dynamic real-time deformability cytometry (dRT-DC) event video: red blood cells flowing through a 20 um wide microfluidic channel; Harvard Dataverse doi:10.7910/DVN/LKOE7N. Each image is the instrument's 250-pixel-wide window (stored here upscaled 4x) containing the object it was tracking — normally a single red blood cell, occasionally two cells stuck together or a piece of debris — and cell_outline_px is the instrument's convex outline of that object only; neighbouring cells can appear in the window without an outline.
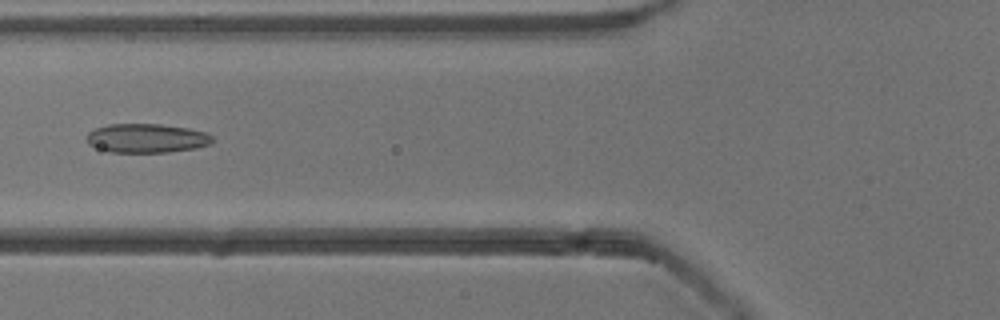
{"species": "common noctule bat (a hibernating species)", "species_latin": "Nyctalus noctula", "temperature_condition": "cold", "stored_images_in_passage": 53, "camera_frame_rate_fps": 3000, "um_per_image_px": 0.085, "animal": {"sex": "male", "body_mass_g": 13.3}, "frame": {"image": 1, "passage_image": 21, "time_ms": 6.667, "image_size_px": [1000, 320], "cell_outline_px": [[216, 140], [208, 144], [196, 148], [168, 152], [108, 152], [88, 144], [84, 136], [88, 132], [96, 128], [108, 124], [160, 124], [188, 128], [208, 132]], "centroid_in_image_um": [12.46, 11.74], "position_along_channel_um": 113.3, "area_um2": 21.5}}
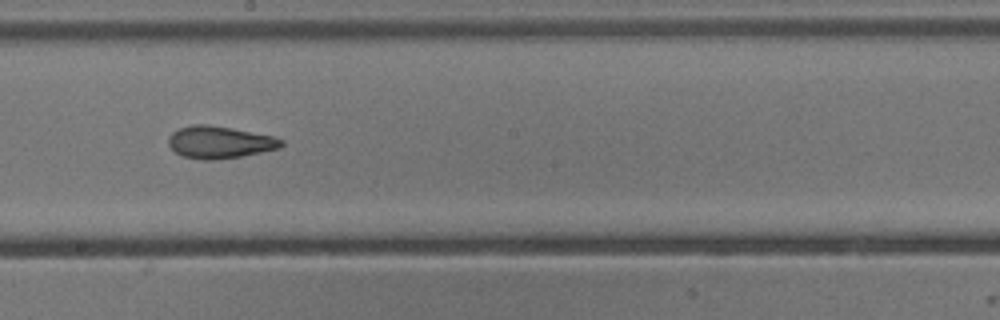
{"frame": {"image": 2, "passage_image": 30, "time_ms": 9.667, "image_size_px": [1000, 320], "cell_outline_px": [[284, 144], [280, 148], [240, 156], [212, 160], [204, 160], [184, 156], [176, 152], [168, 144], [168, 136], [172, 132], [180, 128], [192, 124], [208, 124], [232, 128], [276, 136], [284, 140]], "centroid_in_image_um": [18.69, 12.07], "position_along_channel_um": 229.5, "area_um2": 21.21}}
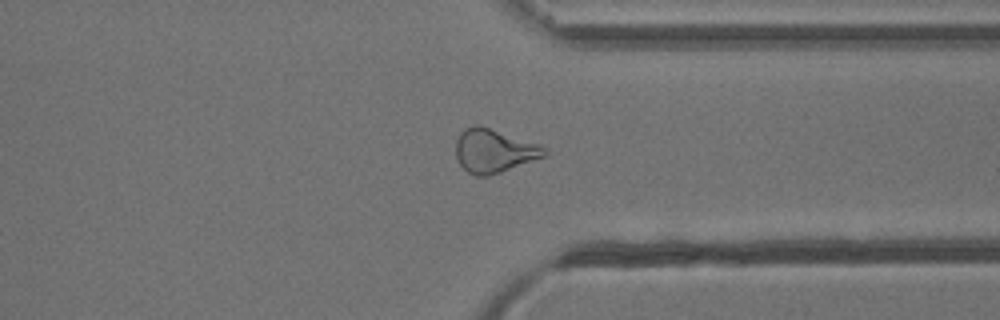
{"frame": {"image": 3, "passage_image": 41, "time_ms": 13.333, "image_size_px": [1000, 320], "cell_outline_px": [[548, 152], [544, 156], [500, 172], [488, 176], [476, 176], [468, 172], [460, 164], [456, 156], [456, 140], [460, 132], [464, 128], [472, 124], [480, 124], [540, 144], [548, 148]], "centroid_in_image_um": [41.98, 12.78], "position_along_channel_um": 369.4, "area_um2": 22.66}, "authors_computed_cell_mechanics": {"area_um2": 22.4264, "velocity_mm_per_s": 3.8629, "shape_relaxation_time_tau1_ms": 9.5312, "shape_relaxation_time_tau2_ms": 2.5724, "deformation_change_tau1": 0.1889, "deformation_change_tau2": 0.1059}}